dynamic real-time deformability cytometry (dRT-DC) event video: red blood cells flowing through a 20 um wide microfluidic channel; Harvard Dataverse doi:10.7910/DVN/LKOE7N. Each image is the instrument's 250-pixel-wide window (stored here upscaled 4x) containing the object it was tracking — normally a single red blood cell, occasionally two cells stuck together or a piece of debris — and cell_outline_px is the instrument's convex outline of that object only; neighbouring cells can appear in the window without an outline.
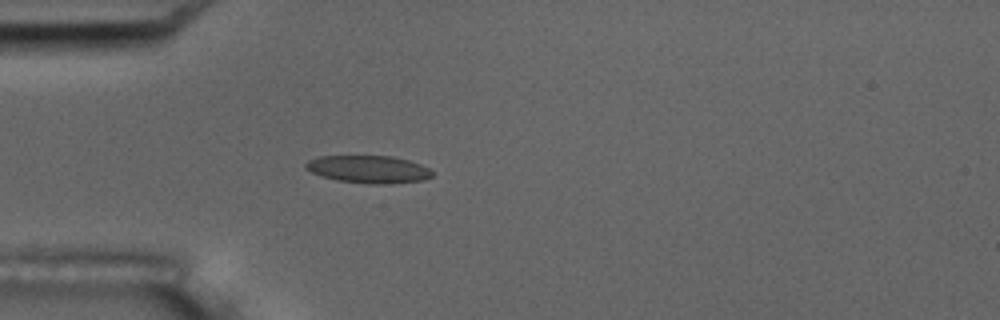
{"species": "common noctule bat (a hibernating species)", "species_latin": "Nyctalus noctula", "temperature_condition": "room temperature", "stored_images_in_passage": 5, "camera_frame_rate_fps": 3000, "um_per_image_px": 0.085, "animal": {"sex": "male", "body_mass_g": 17.5, "forearm_length_mm": 52.3}, "frame": {"image": 1, "passage_image": 5, "time_ms": 4.667, "image_size_px": [1000, 320], "cell_outline_px": [[432, 176], [424, 180], [392, 184], [368, 184], [336, 180], [312, 172], [304, 168], [304, 164], [308, 160], [320, 156], [392, 156], [408, 160], [420, 164], [428, 168], [432, 172]], "centroid_in_image_um": [31.33, 14.39], "position_along_channel_um": 53.7, "area_um2": 20.35}}